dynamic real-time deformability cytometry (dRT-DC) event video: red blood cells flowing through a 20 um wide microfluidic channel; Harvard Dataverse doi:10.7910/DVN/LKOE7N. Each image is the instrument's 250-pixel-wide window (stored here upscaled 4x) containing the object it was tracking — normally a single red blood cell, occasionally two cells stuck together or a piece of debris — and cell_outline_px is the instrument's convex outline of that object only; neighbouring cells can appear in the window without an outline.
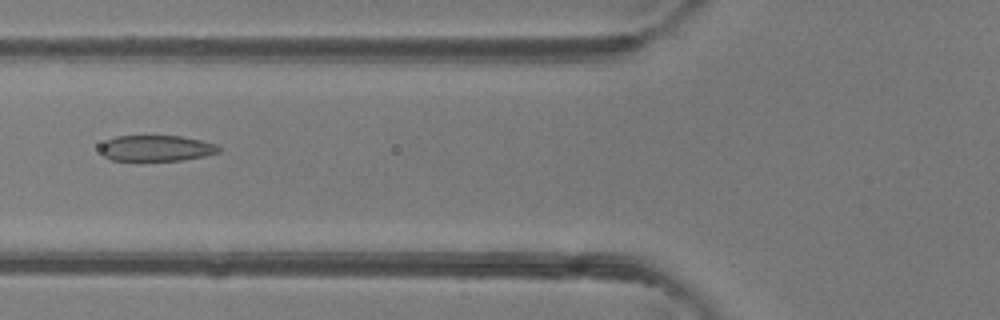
{"species": "common noctule bat (a hibernating species)", "species_latin": "Nyctalus noctula", "temperature_condition": "room temperature", "stored_images_in_passage": 40, "camera_frame_rate_fps": 3000, "um_per_image_px": 0.085, "animal": {"sex": "female"}, "frame": {"image": 1, "passage_image": 12, "time_ms": 3.667, "image_size_px": [1000, 320], "cell_outline_px": [[220, 152], [204, 156], [180, 160], [112, 160], [104, 156], [100, 152], [100, 144], [116, 136], [180, 136], [200, 140], [216, 144], [220, 148]], "centroid_in_image_um": [13.27, 12.59], "position_along_channel_um": 112.5, "area_um2": 17.74}}
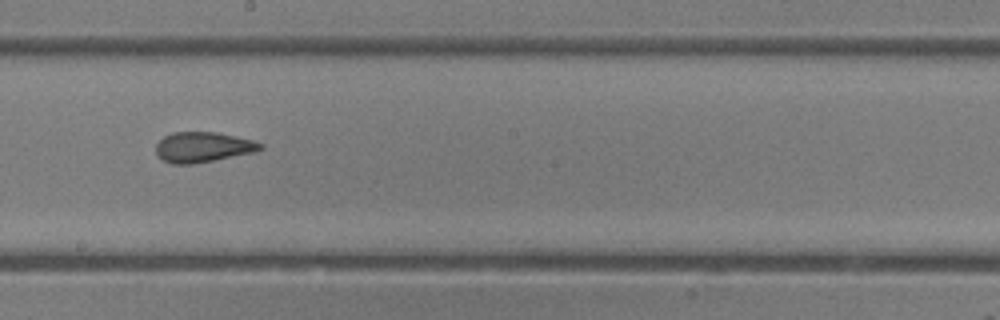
{"frame": {"image": 2, "passage_image": 20, "time_ms": 6.333, "image_size_px": [1000, 320], "cell_outline_px": [[264, 148], [256, 152], [192, 164], [172, 164], [164, 160], [156, 152], [156, 144], [164, 136], [172, 132], [216, 132], [236, 136], [252, 140], [264, 144]], "centroid_in_image_um": [17.28, 12.5], "position_along_channel_um": 230.9, "area_um2": 18.38}}
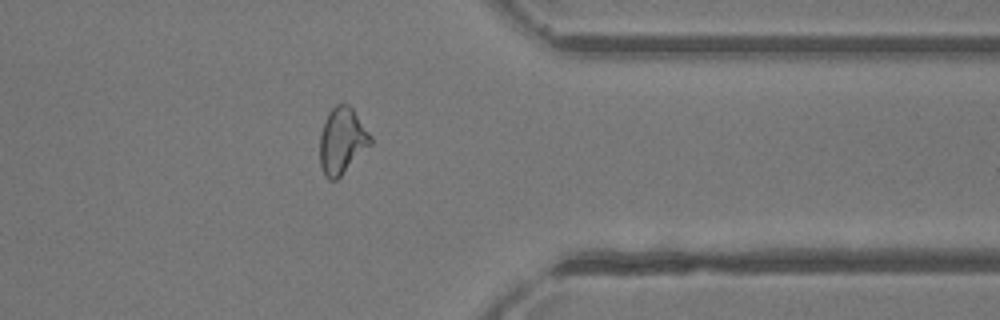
{"frame": {"image": 3, "passage_image": 31, "time_ms": 10.0, "image_size_px": [1000, 320], "cell_outline_px": [[372, 144], [336, 180], [328, 180], [324, 176], [320, 164], [320, 136], [324, 120], [328, 112], [336, 104], [348, 104], [352, 108], [372, 136]], "centroid_in_image_um": [29.07, 11.97], "position_along_channel_um": 382.3, "area_um2": 19.59}, "authors_computed_cell_mechanics": {"area_um2": 19.6809, "velocity_mm_per_s": 4.4284, "shape_relaxation_time_tau1_ms": null, "shape_relaxation_time_tau2_ms": 1.0507, "deformation_change_tau1": null, "deformation_change_tau2": 0.0794}}